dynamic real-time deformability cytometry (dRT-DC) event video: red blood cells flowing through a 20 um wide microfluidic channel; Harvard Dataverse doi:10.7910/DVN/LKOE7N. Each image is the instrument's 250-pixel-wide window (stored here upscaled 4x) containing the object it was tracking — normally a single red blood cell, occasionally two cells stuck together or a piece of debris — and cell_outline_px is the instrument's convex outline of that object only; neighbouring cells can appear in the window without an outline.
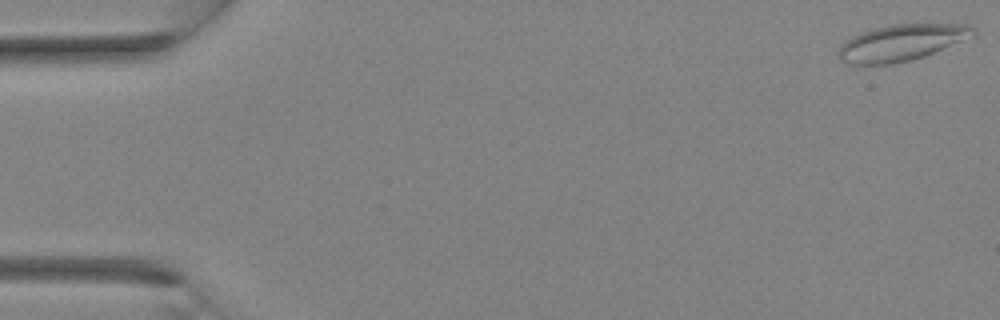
{"species": "Egyptian fruit bat (a non-hibernating species)", "species_latin": "Rousettus aegyptiacus", "temperature_condition": "room temperature", "stored_images_in_passage": 12, "camera_frame_rate_fps": 3000, "um_per_image_px": 0.085, "animal": {"sex": "female"}, "frame": {"image": 1, "passage_image": 1, "time_ms": 0.0, "image_size_px": [1000, 320], "cell_outline_px": [[976, 32], [960, 40], [924, 56], [912, 60], [892, 64], [848, 64], [840, 60], [840, 48], [844, 40], [860, 32], [872, 28], [888, 24], [968, 24], [976, 28]], "centroid_in_image_um": [76.55, 3.61], "position_along_channel_um": 8.4, "area_um2": 28.15}}